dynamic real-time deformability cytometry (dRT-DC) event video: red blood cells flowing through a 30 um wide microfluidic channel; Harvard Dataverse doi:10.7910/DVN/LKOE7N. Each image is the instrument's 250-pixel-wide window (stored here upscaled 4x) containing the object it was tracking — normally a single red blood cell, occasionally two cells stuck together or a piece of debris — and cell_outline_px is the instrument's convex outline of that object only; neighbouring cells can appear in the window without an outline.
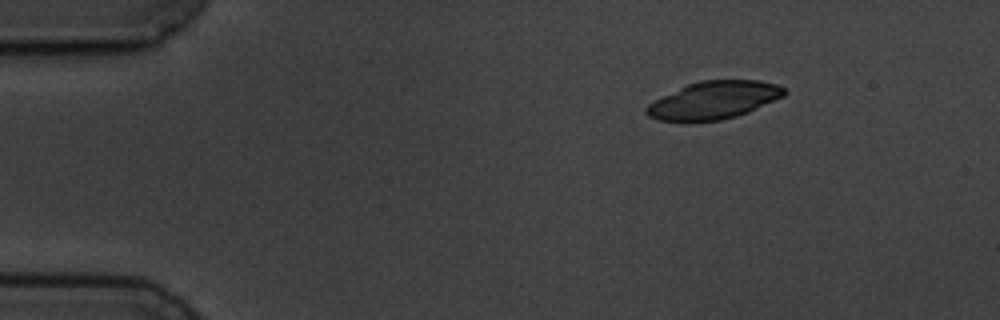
{"species": "common noctule bat (a hibernating species)", "species_latin": "Nyctalus noctula", "temperature_condition": "cold", "stored_images_in_passage": 3, "camera_frame_rate_fps": 3000, "um_per_image_px": 0.085, "animal": {"sex": "male", "body_mass_g": 19.5, "forearm_length_mm": 54.6}, "frame": {"image": 1, "passage_image": 1, "time_ms": 0.0, "image_size_px": [1000, 320], "cell_outline_px": [[788, 92], [784, 96], [748, 112], [736, 116], [720, 120], [692, 124], [684, 124], [656, 120], [648, 116], [644, 112], [644, 108], [648, 104], [688, 84], [700, 80], [760, 80], [776, 84], [784, 88]], "centroid_in_image_um": [60.63, 8.56], "position_along_channel_um": 24.4, "area_um2": 30.87}}